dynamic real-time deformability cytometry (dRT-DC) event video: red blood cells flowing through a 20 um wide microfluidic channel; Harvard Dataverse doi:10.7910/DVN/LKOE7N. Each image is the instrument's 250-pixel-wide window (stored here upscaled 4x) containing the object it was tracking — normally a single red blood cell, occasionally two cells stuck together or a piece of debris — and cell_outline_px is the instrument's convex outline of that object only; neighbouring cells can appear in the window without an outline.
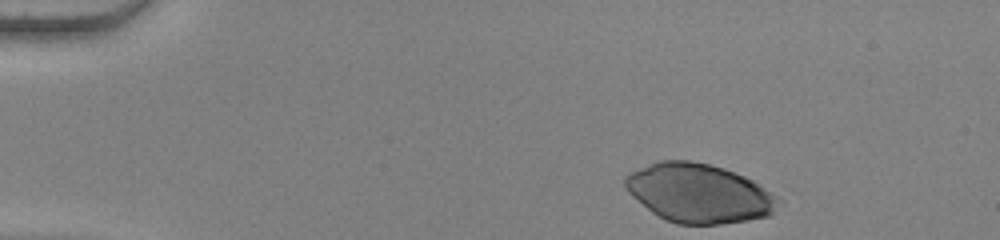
{"species": "human", "species_latin": "Homo sapiens", "temperature_condition": "warm", "stored_images_in_passage": 38, "camera_frame_rate_fps": 3000, "um_per_image_px": 0.085, "donor": {"sex": "female"}, "frame": {"image": 1, "passage_image": 1, "time_ms": 0.0, "image_size_px": [1000, 240], "cell_outline_px": [[784, 200], [768, 216], [748, 220], [720, 224], [676, 224], [664, 220], [652, 212], [632, 196], [628, 192], [624, 184], [624, 176], [640, 168], [660, 160], [692, 160], [724, 168], [744, 176], [752, 180], [780, 196]], "centroid_in_image_um": [59.44, 16.43], "position_along_channel_um": 25.6, "area_um2": 52.77}}
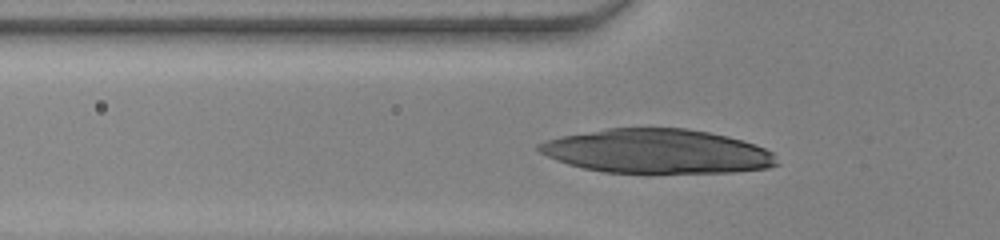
{"frame": {"image": 2, "passage_image": 12, "time_ms": 3.667, "image_size_px": [1000, 240], "cell_outline_px": [[780, 164], [768, 168], [732, 172], [604, 172], [584, 168], [568, 164], [556, 160], [540, 152], [536, 148], [536, 144], [560, 136], [608, 128], [684, 128], [708, 132], [728, 136], [756, 144], [772, 152]], "centroid_in_image_um": [55.86, 12.85], "position_along_channel_um": 69.9, "area_um2": 61.04}}
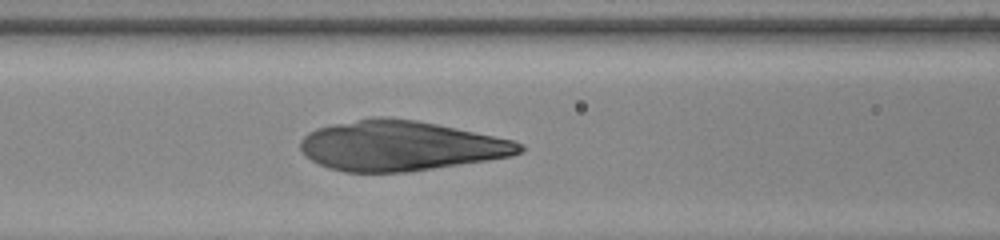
{"frame": {"image": 3, "passage_image": 17, "time_ms": 5.333, "image_size_px": [1000, 240], "cell_outline_px": [[528, 148], [524, 152], [512, 156], [488, 160], [404, 172], [344, 172], [328, 168], [304, 156], [300, 148], [300, 140], [308, 132], [316, 128], [332, 124], [372, 116], [384, 116], [416, 120], [456, 128], [512, 140], [524, 144]], "centroid_in_image_um": [34.02, 12.38], "position_along_channel_um": 132.6, "area_um2": 63.98}}